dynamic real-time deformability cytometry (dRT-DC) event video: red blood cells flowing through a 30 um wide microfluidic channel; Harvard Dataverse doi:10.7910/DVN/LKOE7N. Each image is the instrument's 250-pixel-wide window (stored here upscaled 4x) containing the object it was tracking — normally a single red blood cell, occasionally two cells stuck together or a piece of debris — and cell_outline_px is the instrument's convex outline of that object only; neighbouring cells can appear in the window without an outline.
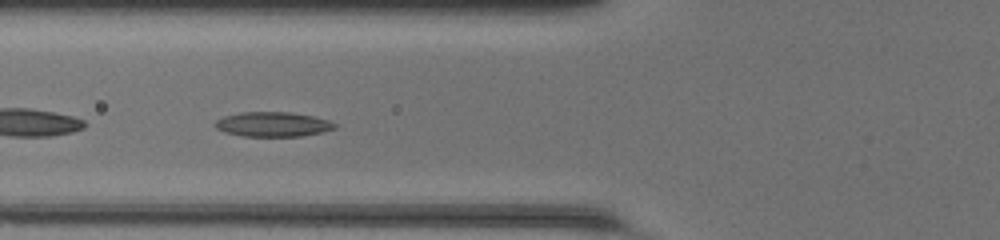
{"species": "common noctule bat (a hibernating species)", "species_latin": "Nyctalus noctula", "temperature_condition": "room temperature", "stored_images_in_passage": 48, "segment_of_instrument_passage": [2, 2], "camera_frame_rate_fps": 3000, "um_per_image_px": 0.085, "animal": {"sex": "female", "body_mass_g": 20.0, "forearm_length_mm": 54.0}, "frame": {"image": 1, "passage_image": 19, "time_ms": 6.0, "image_size_px": [1000, 240], "cell_outline_px": [[336, 128], [324, 132], [300, 136], [244, 136], [224, 132], [216, 128], [212, 124], [216, 120], [224, 116], [240, 112], [288, 112], [312, 116], [328, 120], [336, 124]], "centroid_in_image_um": [23.17, 10.56], "position_along_channel_um": 102.6, "area_um2": 17.22}}
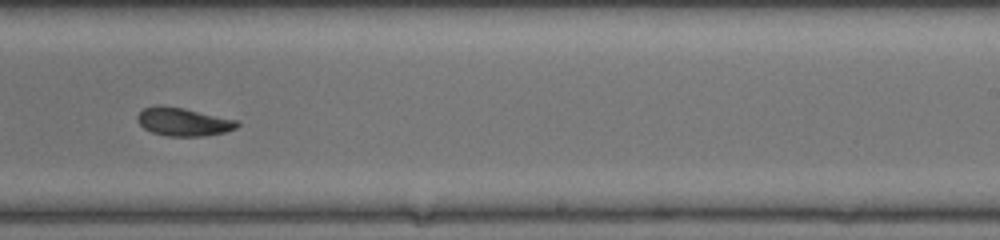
{"frame": {"image": 2, "passage_image": 31, "time_ms": 10.0, "image_size_px": [1000, 240], "cell_outline_px": [[240, 124], [236, 128], [224, 132], [204, 136], [168, 136], [152, 132], [144, 128], [136, 120], [136, 116], [144, 108], [156, 104], [160, 104], [184, 108], [236, 120]], "centroid_in_image_um": [15.54, 10.34], "position_along_channel_um": 273.5, "area_um2": 16.42}}
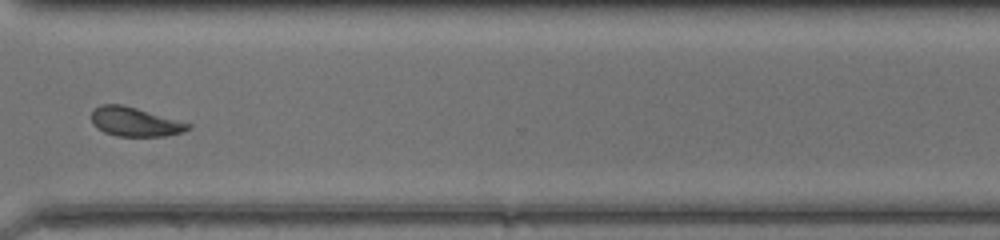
{"frame": {"image": 3, "passage_image": 37, "time_ms": 12.0, "image_size_px": [1000, 240], "cell_outline_px": [[192, 128], [180, 132], [164, 136], [116, 136], [104, 132], [92, 124], [92, 108], [100, 104], [120, 104], [136, 108], [192, 124]], "centroid_in_image_um": [11.43, 10.35], "position_along_channel_um": 359.2, "area_um2": 16.3}}